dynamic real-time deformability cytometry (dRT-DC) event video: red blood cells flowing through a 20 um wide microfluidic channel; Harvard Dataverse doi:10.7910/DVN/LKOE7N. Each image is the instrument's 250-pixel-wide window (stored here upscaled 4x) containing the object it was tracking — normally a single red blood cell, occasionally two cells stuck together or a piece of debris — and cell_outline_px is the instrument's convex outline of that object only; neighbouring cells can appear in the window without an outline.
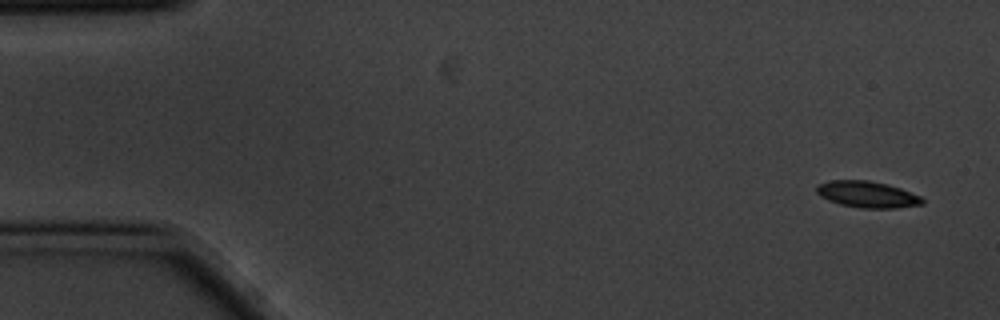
{"species": "common noctule bat (a hibernating species)", "species_latin": "Nyctalus noctula", "temperature_condition": "cold", "stored_images_in_passage": 5, "camera_frame_rate_fps": 3000, "um_per_image_px": 0.085, "animal": {"sex": "male", "body_mass_g": 20.1, "forearm_length_mm": 53.5}, "frame": {"image": 1, "passage_image": 1, "time_ms": 0.0, "image_size_px": [1000, 320], "cell_outline_px": [[924, 204], [896, 208], [860, 208], [840, 204], [828, 200], [820, 196], [816, 192], [816, 184], [828, 180], [868, 180], [888, 184], [900, 188], [920, 196], [924, 200]], "centroid_in_image_um": [73.69, 16.52], "position_along_channel_um": 11.3, "area_um2": 16.42}}